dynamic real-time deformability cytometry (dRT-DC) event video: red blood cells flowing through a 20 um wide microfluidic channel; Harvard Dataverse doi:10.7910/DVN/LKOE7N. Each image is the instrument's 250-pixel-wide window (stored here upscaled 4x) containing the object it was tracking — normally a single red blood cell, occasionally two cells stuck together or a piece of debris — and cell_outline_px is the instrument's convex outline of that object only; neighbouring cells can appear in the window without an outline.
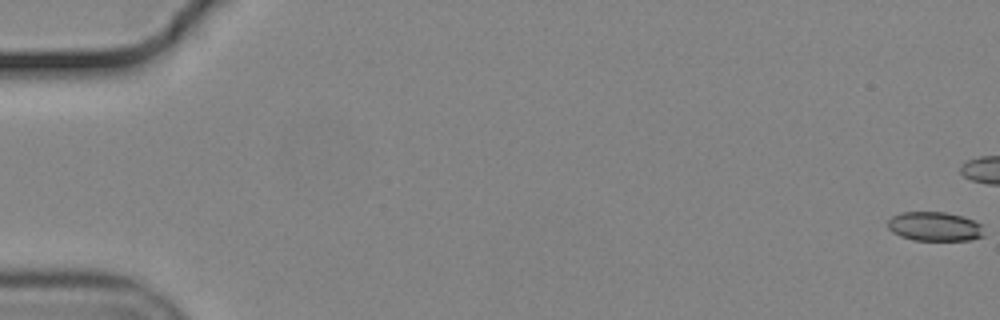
{"species": "common noctule bat (a hibernating species)", "species_latin": "Nyctalus noctula", "temperature_condition": "cold", "stored_images_in_passage": 46, "camera_frame_rate_fps": 3000, "um_per_image_px": 0.085, "animal": {"sex": "male", "body_mass_g": 19.2, "forearm_length_mm": 51.8}, "frame": {"image": 1, "passage_image": 1, "time_ms": 0.0, "image_size_px": [1000, 320], "cell_outline_px": [[984, 236], [968, 240], [916, 240], [900, 236], [892, 232], [888, 228], [888, 220], [892, 216], [900, 212], [944, 212], [960, 216], [972, 220], [980, 224]], "centroid_in_image_um": [79.4, 19.25], "position_along_channel_um": 5.6, "area_um2": 16.18}}
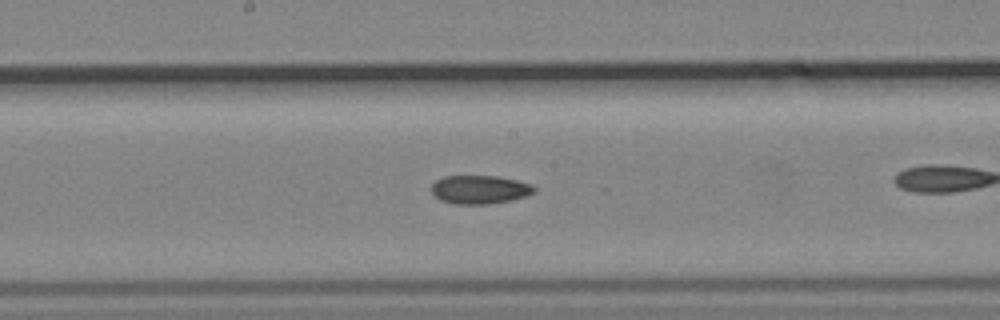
{"frame": {"image": 2, "passage_image": 31, "time_ms": 10.0, "image_size_px": [1000, 320], "cell_outline_px": [[536, 192], [524, 196], [508, 200], [488, 204], [456, 204], [440, 200], [432, 192], [432, 184], [436, 180], [444, 176], [496, 176], [516, 180], [532, 184], [536, 188]], "centroid_in_image_um": [40.77, 16.1], "position_along_channel_um": 207.4, "area_um2": 16.94}}
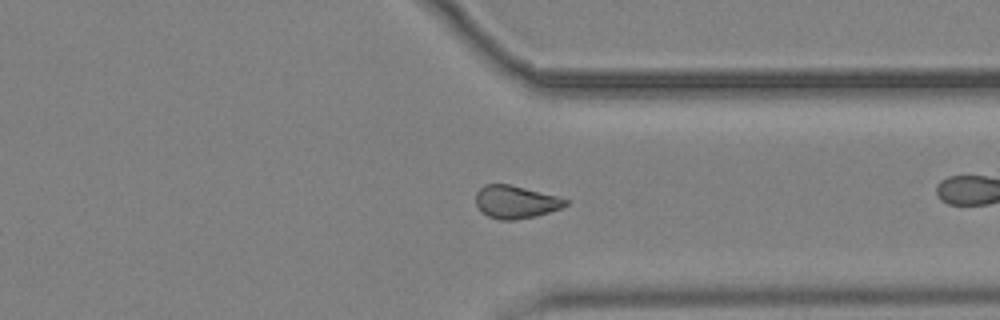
{"frame": {"image": 3, "passage_image": 44, "time_ms": 14.333, "image_size_px": [1000, 320], "cell_outline_px": [[568, 204], [560, 208], [536, 216], [512, 220], [500, 220], [488, 216], [480, 212], [476, 204], [476, 192], [484, 184], [508, 184], [560, 196], [568, 200]], "centroid_in_image_um": [43.82, 17.16], "position_along_channel_um": 367.6, "area_um2": 17.22}}